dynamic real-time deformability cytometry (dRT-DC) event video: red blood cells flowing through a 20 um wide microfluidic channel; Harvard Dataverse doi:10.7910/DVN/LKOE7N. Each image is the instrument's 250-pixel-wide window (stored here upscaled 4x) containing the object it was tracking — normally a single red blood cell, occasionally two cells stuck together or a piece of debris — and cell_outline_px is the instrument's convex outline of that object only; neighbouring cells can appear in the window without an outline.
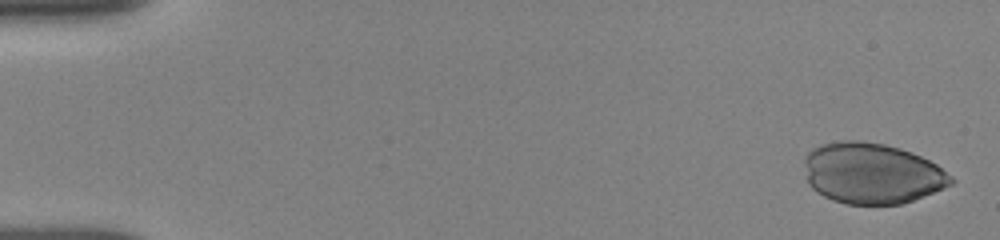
{"species": "human", "species_latin": "Homo sapiens", "temperature_condition": "room temperature", "stored_images_in_passage": 5, "camera_frame_rate_fps": 3000, "um_per_image_px": 0.085, "donor": {"sex": "female"}, "frame": {"image": 1, "passage_image": 1, "time_ms": 0.0, "image_size_px": [1000, 240], "cell_outline_px": [[956, 180], [952, 184], [944, 188], [912, 200], [900, 204], [848, 204], [832, 200], [816, 192], [808, 184], [804, 164], [804, 156], [812, 148], [820, 144], [840, 140], [860, 140], [884, 144], [900, 148], [912, 152], [936, 164], [952, 176]], "centroid_in_image_um": [74.08, 14.72], "position_along_channel_um": 10.9, "area_um2": 52.25}}
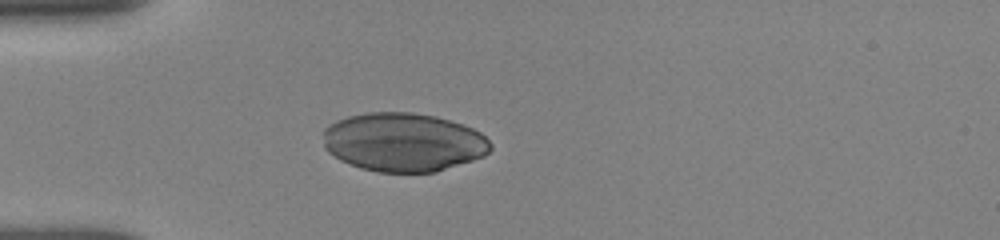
{"frame": {"image": 2, "passage_image": 5, "time_ms": 4.333, "image_size_px": [1000, 240], "cell_outline_px": [[492, 148], [484, 156], [436, 172], [376, 172], [360, 168], [340, 160], [328, 152], [324, 148], [324, 128], [328, 124], [336, 120], [348, 116], [368, 112], [412, 112], [436, 116], [464, 124], [480, 132], [492, 144]], "centroid_in_image_um": [34.28, 12.08], "position_along_channel_um": 50.7, "area_um2": 57.63}}